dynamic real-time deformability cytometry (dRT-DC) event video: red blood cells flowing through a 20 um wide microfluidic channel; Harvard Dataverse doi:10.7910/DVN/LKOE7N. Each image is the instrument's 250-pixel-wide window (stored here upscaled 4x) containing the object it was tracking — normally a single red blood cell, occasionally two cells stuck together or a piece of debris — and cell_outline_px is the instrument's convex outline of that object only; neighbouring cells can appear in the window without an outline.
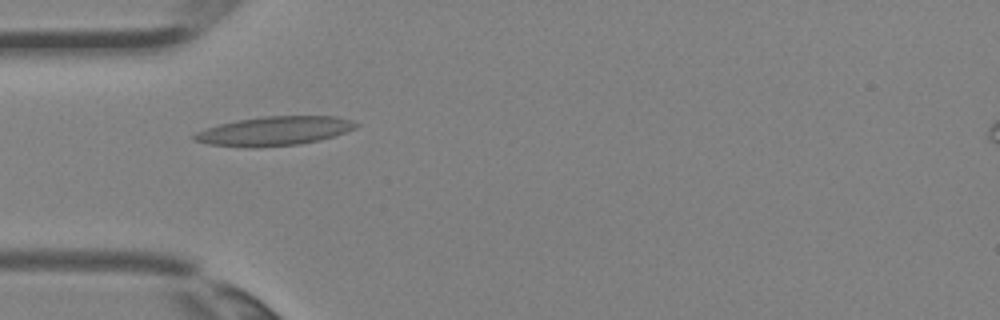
{"species": "Egyptian fruit bat (a non-hibernating species)", "species_latin": "Rousettus aegyptiacus", "temperature_condition": "room temperature", "stored_images_in_passage": 2, "camera_frame_rate_fps": 3000, "um_per_image_px": 0.085, "animal": {"sex": "female"}, "frame": {"image": 1, "passage_image": 2, "time_ms": 0.333, "image_size_px": [1000, 320], "cell_outline_px": [[360, 124], [356, 128], [320, 140], [300, 144], [256, 148], [252, 148], [208, 144], [192, 140], [192, 136], [196, 132], [220, 124], [236, 120], [264, 116], [336, 116], [352, 120]], "centroid_in_image_um": [23.31, 11.14], "position_along_channel_um": 61.7, "area_um2": 27.46}}